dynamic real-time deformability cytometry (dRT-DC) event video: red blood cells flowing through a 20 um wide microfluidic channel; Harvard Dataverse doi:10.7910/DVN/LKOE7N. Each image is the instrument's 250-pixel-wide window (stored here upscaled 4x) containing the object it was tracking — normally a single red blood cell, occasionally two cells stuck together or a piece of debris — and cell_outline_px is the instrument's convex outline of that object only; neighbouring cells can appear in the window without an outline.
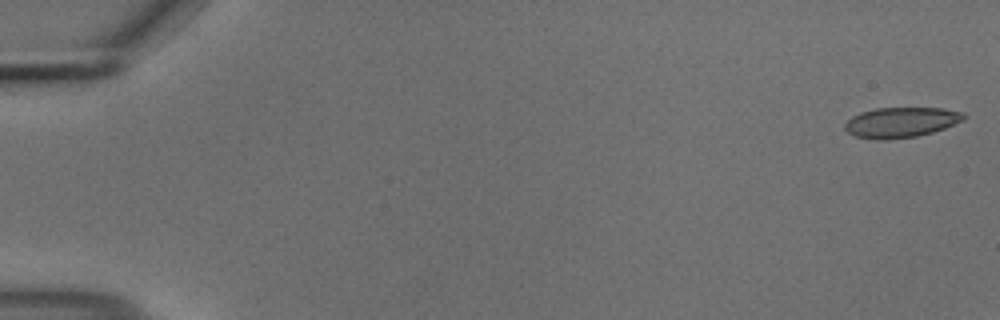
{"species": "common noctule bat (a hibernating species)", "species_latin": "Nyctalus noctula", "temperature_condition": "cold", "stored_images_in_passage": 50, "camera_frame_rate_fps": 3000, "um_per_image_px": 0.085, "animal": {"sex": "male", "body_mass_g": 18.8}, "frame": {"image": 1, "passage_image": 1, "time_ms": 0.0, "image_size_px": [1000, 320], "cell_outline_px": [[968, 116], [964, 120], [944, 128], [932, 132], [916, 136], [888, 140], [876, 140], [856, 136], [848, 132], [844, 128], [844, 124], [852, 116], [860, 112], [876, 108], [944, 108], [964, 112]], "centroid_in_image_um": [76.6, 10.39], "position_along_channel_um": 8.4, "area_um2": 21.1}}
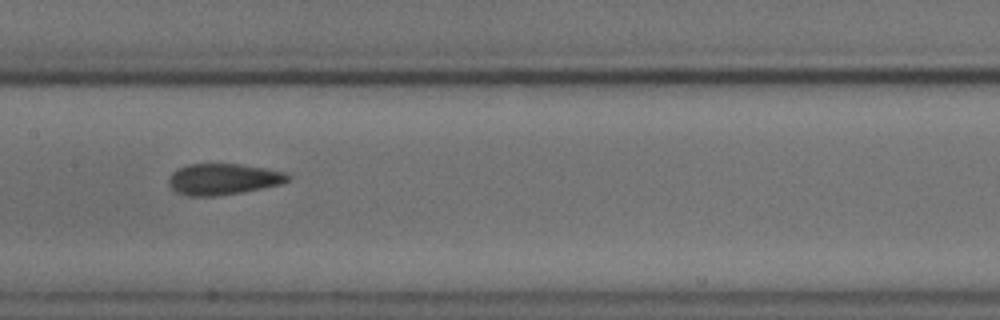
{"frame": {"image": 2, "passage_image": 28, "time_ms": 9.0, "image_size_px": [1000, 320], "cell_outline_px": [[292, 176], [288, 180], [280, 184], [264, 188], [244, 192], [220, 196], [188, 196], [176, 192], [168, 184], [168, 180], [172, 172], [176, 168], [188, 164], [240, 164], [268, 168], [288, 172]], "centroid_in_image_um": [18.99, 15.23], "position_along_channel_um": 188.4, "area_um2": 22.08}}
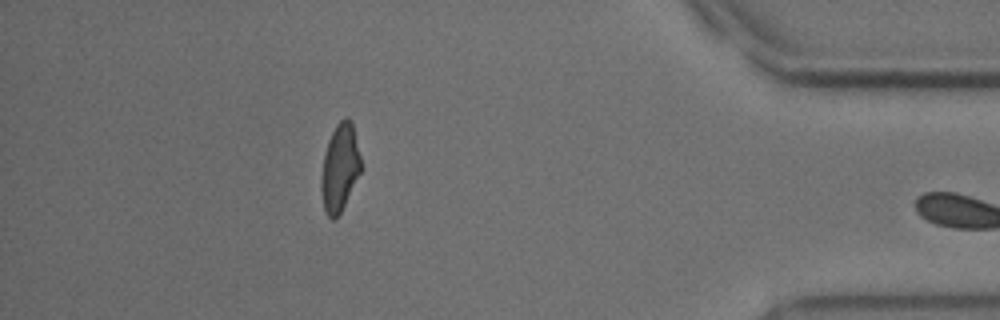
{"frame": {"image": 3, "passage_image": 49, "time_ms": 16.0, "image_size_px": [1000, 320], "cell_outline_px": [[360, 172], [340, 212], [332, 220], [328, 216], [324, 208], [320, 188], [320, 180], [324, 156], [328, 140], [336, 124], [344, 116], [348, 116], [352, 124], [360, 156]], "centroid_in_image_um": [28.86, 14.22], "position_along_channel_um": 406.3, "area_um2": 19.77}}